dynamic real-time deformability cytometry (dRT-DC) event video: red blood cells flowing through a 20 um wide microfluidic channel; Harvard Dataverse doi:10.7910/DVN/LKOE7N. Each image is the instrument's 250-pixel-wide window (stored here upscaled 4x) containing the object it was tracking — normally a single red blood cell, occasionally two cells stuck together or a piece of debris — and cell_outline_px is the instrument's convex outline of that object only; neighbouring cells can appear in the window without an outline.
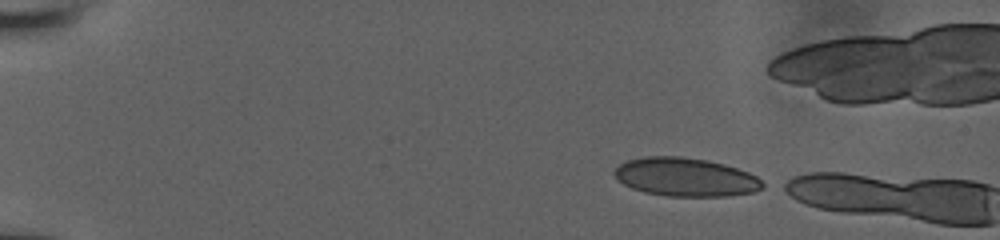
{"species": "human", "species_latin": "Homo sapiens", "temperature_condition": "room temperature", "stored_images_in_passage": 2, "camera_frame_rate_fps": 3000, "um_per_image_px": 0.085, "donor": {"sex": "male"}, "frame": {"image": 1, "passage_image": 1, "time_ms": 0.0, "image_size_px": [1000, 240], "cell_outline_px": [[768, 184], [764, 188], [752, 192], [728, 196], [668, 196], [644, 192], [632, 188], [624, 184], [612, 172], [620, 164], [628, 160], [644, 156], [680, 156], [708, 160], [724, 164], [748, 172], [756, 176]], "centroid_in_image_um": [58.31, 15.05], "position_along_channel_um": 26.7, "area_um2": 33.35}}